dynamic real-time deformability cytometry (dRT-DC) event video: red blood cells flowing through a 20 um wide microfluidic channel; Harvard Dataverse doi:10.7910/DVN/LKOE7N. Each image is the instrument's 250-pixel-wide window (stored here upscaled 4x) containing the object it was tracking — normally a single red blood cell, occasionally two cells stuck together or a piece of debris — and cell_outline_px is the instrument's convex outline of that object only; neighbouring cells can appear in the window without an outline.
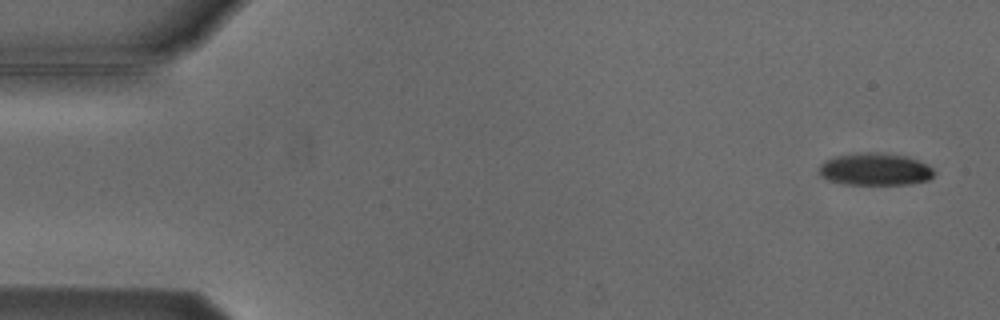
{"species": "Egyptian fruit bat (a non-hibernating species)", "species_latin": "Rousettus aegyptiacus", "temperature_condition": "cold", "stored_images_in_passage": 5, "camera_frame_rate_fps": 3000, "um_per_image_px": 0.085, "animal": {"sex": "male"}, "frame": {"image": 1, "passage_image": 5, "time_ms": 5.667, "image_size_px": [1000, 320], "cell_outline_px": [[936, 172], [928, 180], [908, 184], [844, 184], [828, 180], [820, 176], [816, 172], [816, 168], [824, 160], [836, 156], [860, 152], [884, 152], [908, 156], [928, 164]], "centroid_in_image_um": [74.34, 14.37], "position_along_channel_um": 10.7, "area_um2": 22.14}}